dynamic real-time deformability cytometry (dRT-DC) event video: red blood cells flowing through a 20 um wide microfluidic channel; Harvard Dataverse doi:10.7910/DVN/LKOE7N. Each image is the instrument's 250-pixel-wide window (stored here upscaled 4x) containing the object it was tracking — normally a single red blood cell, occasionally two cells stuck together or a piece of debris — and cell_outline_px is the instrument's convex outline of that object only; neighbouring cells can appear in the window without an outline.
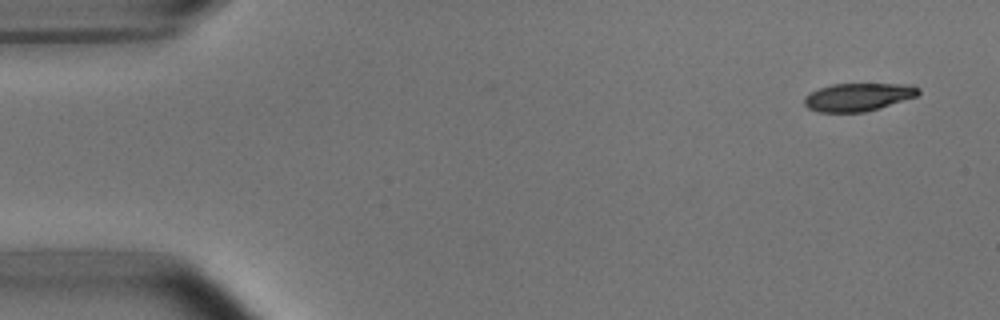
{"species": "common noctule bat (a hibernating species)", "species_latin": "Nyctalus noctula", "temperature_condition": "room temperature", "stored_images_in_passage": 9, "camera_frame_rate_fps": 3000, "um_per_image_px": 0.085, "animal": {"sex": "male", "body_mass_g": 15.6}, "frame": {"image": 1, "passage_image": 1, "time_ms": 0.0, "image_size_px": [1000, 320], "cell_outline_px": [[920, 92], [916, 96], [880, 108], [864, 112], [820, 112], [808, 108], [804, 104], [804, 96], [820, 88], [832, 84], [912, 84], [920, 88]], "centroid_in_image_um": [72.95, 8.24], "position_along_channel_um": 12.0, "area_um2": 18.55}}
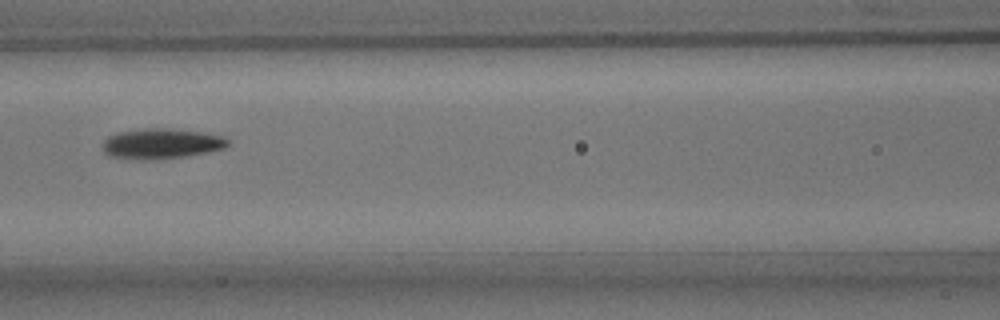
{"frame": {"image": 2, "passage_image": 6, "time_ms": 1.667, "image_size_px": [1000, 320], "cell_outline_px": [[228, 144], [224, 148], [208, 152], [184, 156], [108, 156], [104, 152], [104, 140], [108, 136], [116, 132], [144, 128], [172, 128], [204, 132], [220, 136], [228, 140]], "centroid_in_image_um": [13.76, 12.13], "position_along_channel_um": 152.8, "area_um2": 20.92}}
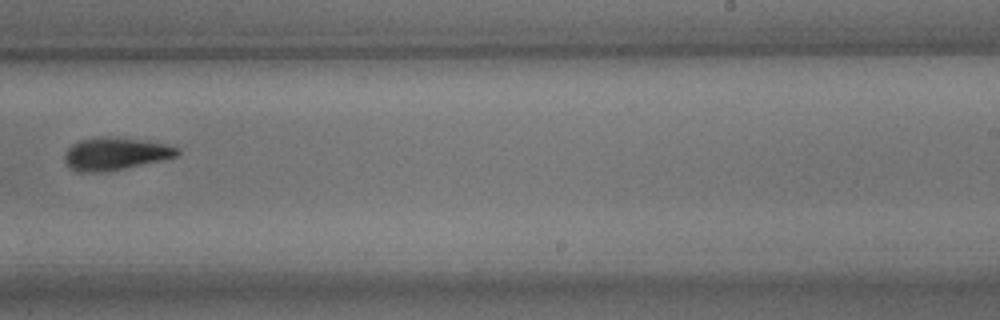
{"frame": {"image": 3, "passage_image": 9, "time_ms": 2.667, "image_size_px": [1000, 320], "cell_outline_px": [[180, 152], [176, 156], [160, 160], [124, 168], [84, 172], [80, 172], [72, 168], [64, 160], [64, 156], [68, 148], [72, 144], [80, 140], [100, 136], [108, 136], [144, 140], [164, 144], [180, 148]], "centroid_in_image_um": [9.8, 13.03], "position_along_channel_um": 279.2, "area_um2": 20.87}}